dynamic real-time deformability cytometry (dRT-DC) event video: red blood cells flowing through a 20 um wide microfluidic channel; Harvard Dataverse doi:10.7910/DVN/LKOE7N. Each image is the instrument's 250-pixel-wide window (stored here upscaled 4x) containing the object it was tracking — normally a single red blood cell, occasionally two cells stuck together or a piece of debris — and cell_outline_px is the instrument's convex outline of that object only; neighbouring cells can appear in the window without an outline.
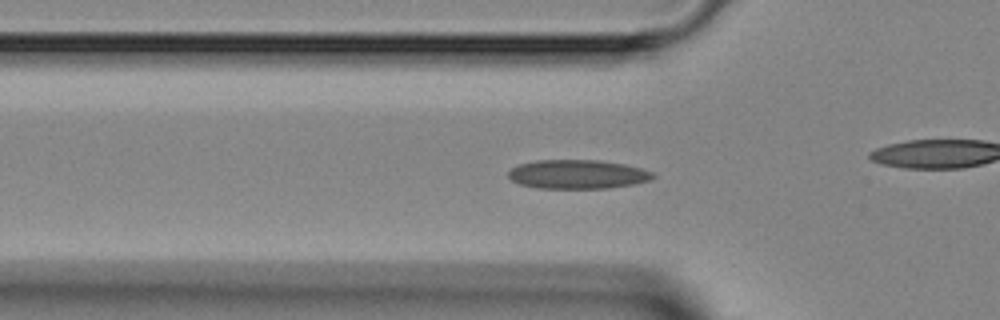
{"species": "Egyptian fruit bat (a non-hibernating species)", "species_latin": "Rousettus aegyptiacus", "temperature_condition": "room temperature", "stored_images_in_passage": 39, "camera_frame_rate_fps": 3000, "um_per_image_px": 0.085, "animal": {"sex": "female"}, "frame": {"image": 1, "passage_image": 11, "time_ms": 3.333, "image_size_px": [1000, 320], "cell_outline_px": [[656, 176], [652, 180], [632, 184], [608, 188], [536, 188], [520, 184], [512, 180], [508, 176], [508, 172], [512, 168], [520, 164], [536, 160], [600, 160], [624, 164], [640, 168], [652, 172]], "centroid_in_image_um": [49.1, 14.81], "position_along_channel_um": 76.7, "area_um2": 24.39}}
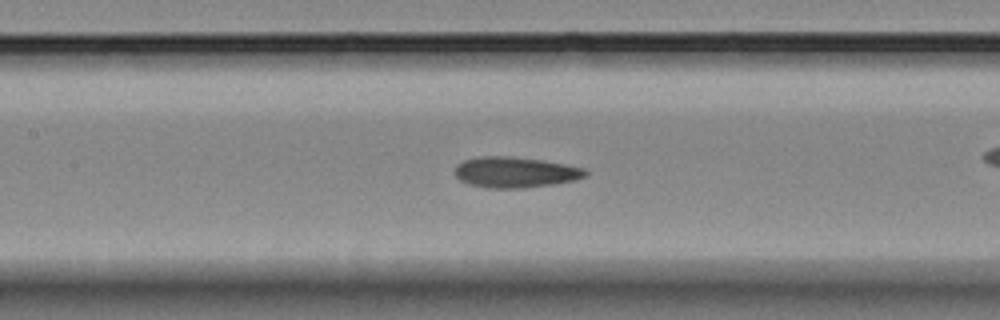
{"frame": {"image": 2, "passage_image": 17, "time_ms": 5.333, "image_size_px": [1000, 320], "cell_outline_px": [[588, 176], [576, 180], [552, 184], [524, 188], [488, 188], [468, 184], [460, 180], [456, 176], [456, 164], [464, 160], [480, 156], [508, 156], [540, 160], [564, 164], [584, 168], [588, 172]], "centroid_in_image_um": [43.8, 14.64], "position_along_channel_um": 163.6, "area_um2": 23.35}}
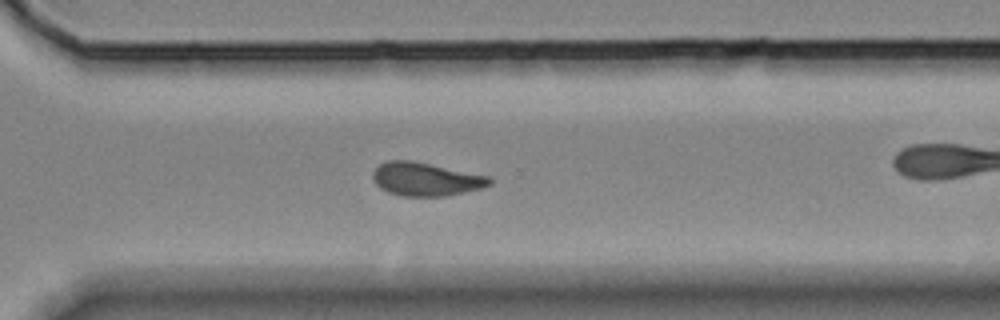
{"frame": {"image": 3, "passage_image": 29, "time_ms": 9.333, "image_size_px": [1000, 320], "cell_outline_px": [[492, 184], [480, 188], [448, 196], [400, 196], [388, 192], [380, 188], [376, 184], [372, 176], [372, 172], [380, 164], [388, 160], [412, 160], [492, 176]], "centroid_in_image_um": [36.21, 15.22], "position_along_channel_um": 334.4, "area_um2": 22.95}}